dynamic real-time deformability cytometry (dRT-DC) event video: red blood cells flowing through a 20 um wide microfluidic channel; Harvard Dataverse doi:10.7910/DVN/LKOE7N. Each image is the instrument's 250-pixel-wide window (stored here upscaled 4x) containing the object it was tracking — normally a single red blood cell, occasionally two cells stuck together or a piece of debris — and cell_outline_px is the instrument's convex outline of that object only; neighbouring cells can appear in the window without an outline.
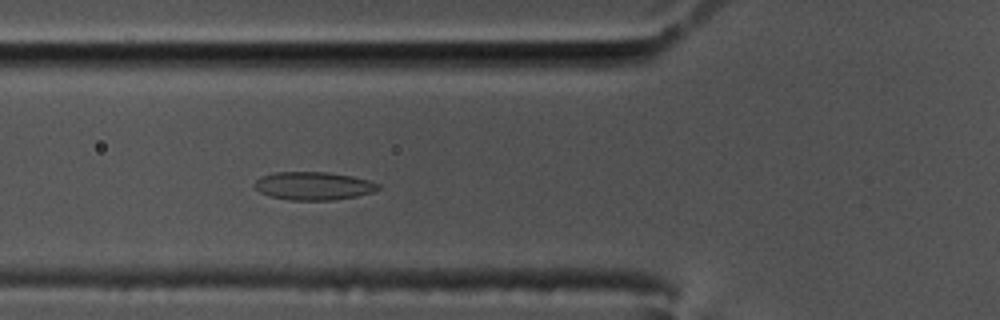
{"species": "common noctule bat (a hibernating species)", "species_latin": "Nyctalus noctula", "temperature_condition": "cold", "stored_images_in_passage": 58, "camera_frame_rate_fps": 3000, "um_per_image_px": 0.085, "animal": {"sex": "male", "body_mass_g": 17.5, "forearm_length_mm": 52.3}, "frame": {"image": 1, "passage_image": 21, "time_ms": 6.667, "image_size_px": [1000, 320], "cell_outline_px": [[380, 188], [372, 192], [356, 196], [332, 200], [288, 200], [268, 196], [260, 192], [252, 184], [260, 176], [272, 172], [328, 172], [352, 176], [368, 180], [380, 184]], "centroid_in_image_um": [26.6, 15.8], "position_along_channel_um": 99.2, "area_um2": 20.4}}
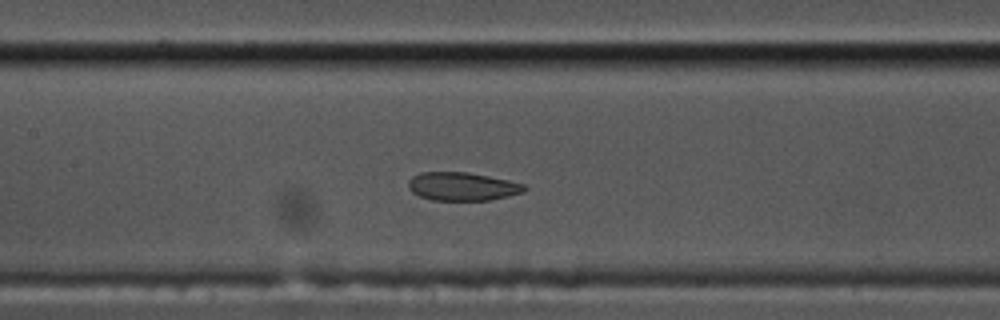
{"frame": {"image": 2, "passage_image": 27, "time_ms": 8.667, "image_size_px": [1000, 320], "cell_outline_px": [[528, 188], [524, 192], [508, 196], [488, 200], [432, 200], [420, 196], [412, 192], [408, 188], [408, 180], [412, 176], [420, 172], [464, 172], [488, 176], [508, 180], [524, 184]], "centroid_in_image_um": [39.28, 15.85], "position_along_channel_um": 168.1, "area_um2": 19.13}}
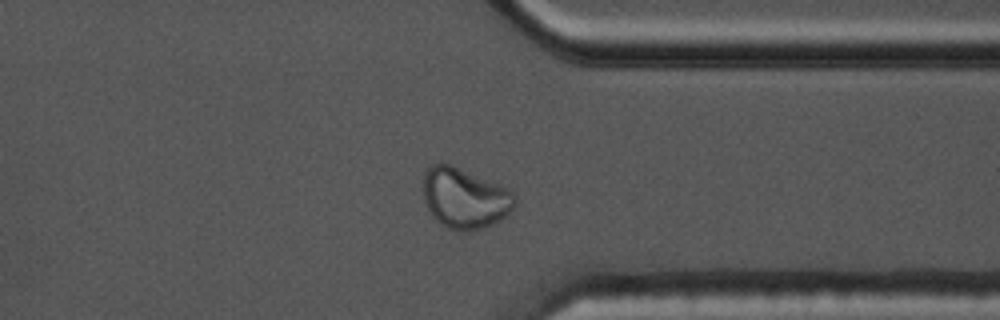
{"frame": {"image": 3, "passage_image": 45, "time_ms": 14.667, "image_size_px": [1000, 320], "cell_outline_px": [[516, 204], [500, 220], [484, 228], [448, 228], [440, 224], [432, 216], [424, 200], [424, 172], [432, 164], [452, 164], [508, 188], [516, 196]], "centroid_in_image_um": [39.5, 16.81], "position_along_channel_um": 371.9, "area_um2": 31.79}, "authors_computed_cell_mechanics": {"area_um2": 21.1259, "velocity_mm_per_s": 3.4381, "shape_relaxation_time_tau1_ms": null, "shape_relaxation_time_tau2_ms": 1.1929, "deformation_change_tau1": null, "deformation_change_tau2": 0.0572}}